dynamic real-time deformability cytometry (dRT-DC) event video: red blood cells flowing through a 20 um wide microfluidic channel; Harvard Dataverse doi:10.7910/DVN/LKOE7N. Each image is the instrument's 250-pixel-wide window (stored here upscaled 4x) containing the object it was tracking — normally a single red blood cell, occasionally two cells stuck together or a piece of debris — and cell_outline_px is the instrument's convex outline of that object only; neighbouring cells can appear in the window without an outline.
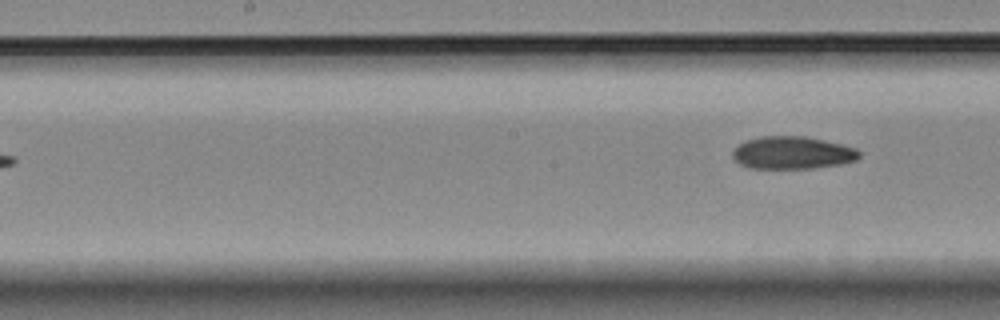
{"species": "Egyptian fruit bat (a non-hibernating species)", "species_latin": "Rousettus aegyptiacus", "temperature_condition": "room temperature", "stored_images_in_passage": 8, "segment_of_instrument_passage": [2, 2], "camera_frame_rate_fps": 3000, "um_per_image_px": 0.085, "animal": {"sex": "female"}, "frame": {"image": 1, "passage_image": 8, "time_ms": 8.0, "image_size_px": [1000, 320], "cell_outline_px": [[860, 156], [856, 160], [840, 164], [812, 168], [748, 168], [732, 160], [732, 152], [740, 144], [748, 140], [760, 136], [808, 136], [856, 148], [860, 152]], "centroid_in_image_um": [67.34, 12.98], "position_along_channel_um": 180.9, "area_um2": 24.04}}